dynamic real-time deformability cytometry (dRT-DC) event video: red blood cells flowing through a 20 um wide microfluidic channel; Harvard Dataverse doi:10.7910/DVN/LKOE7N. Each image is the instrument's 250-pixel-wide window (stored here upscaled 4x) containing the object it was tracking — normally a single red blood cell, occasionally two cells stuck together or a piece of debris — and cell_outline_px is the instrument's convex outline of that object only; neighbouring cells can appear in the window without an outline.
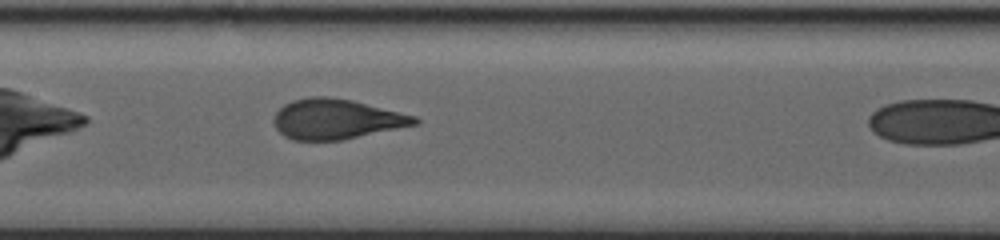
{"species": "human", "species_latin": "Homo sapiens", "temperature_condition": "warm", "stored_images_in_passage": 47, "camera_frame_rate_fps": 3000, "um_per_image_px": 0.085, "donor": {"sex": "male"}, "frame": {"image": 1, "passage_image": 45, "time_ms": 15.0, "image_size_px": [1000, 240], "cell_outline_px": [[420, 124], [344, 140], [292, 140], [284, 136], [276, 128], [272, 120], [276, 112], [284, 104], [292, 100], [308, 96], [328, 96], [352, 100], [416, 116], [420, 120]], "centroid_in_image_um": [28.59, 10.12], "position_along_channel_um": 178.8, "area_um2": 33.23}}